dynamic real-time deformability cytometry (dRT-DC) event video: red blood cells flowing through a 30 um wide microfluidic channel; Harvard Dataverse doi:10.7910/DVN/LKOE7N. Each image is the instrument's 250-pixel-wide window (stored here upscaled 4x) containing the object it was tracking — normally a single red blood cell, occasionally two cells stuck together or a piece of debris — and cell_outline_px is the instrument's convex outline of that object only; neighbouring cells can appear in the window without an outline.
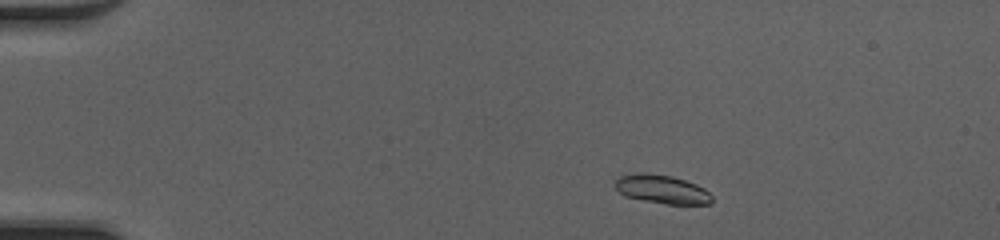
{"species": "common noctule bat (a hibernating species)", "species_latin": "Nyctalus noctula", "temperature_condition": "cold", "stored_images_in_passage": 44, "camera_frame_rate_fps": 3000, "um_per_image_px": 0.085, "animal": {"sex": "female", "body_mass_g": 20.0, "forearm_length_mm": 54.0}, "frame": {"image": 1, "passage_image": 4, "time_ms": 1.0, "image_size_px": [1000, 240], "cell_outline_px": [[712, 204], [668, 204], [644, 200], [624, 196], [612, 184], [620, 176], [636, 172], [644, 172], [672, 176], [696, 184], [704, 188], [712, 196]], "centroid_in_image_um": [56.25, 16.08], "position_along_channel_um": 28.8, "area_um2": 16.24}}
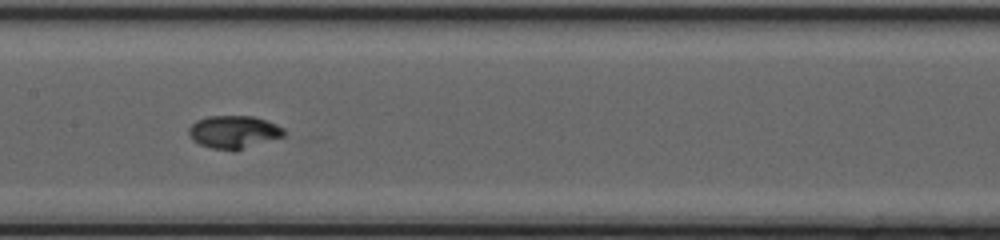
{"frame": {"image": 2, "passage_image": 21, "time_ms": 6.667, "image_size_px": [1000, 240], "cell_outline_px": [[284, 136], [236, 152], [212, 148], [200, 144], [192, 140], [188, 132], [188, 128], [196, 120], [208, 116], [252, 116], [276, 124], [284, 128]], "centroid_in_image_um": [19.86, 11.24], "position_along_channel_um": 187.5, "area_um2": 18.38}}
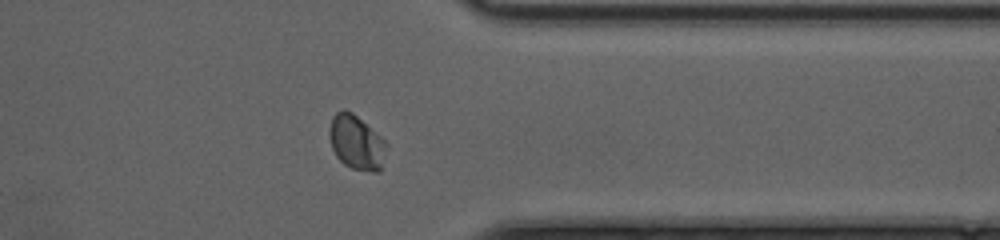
{"frame": {"image": 3, "passage_image": 35, "time_ms": 11.333, "image_size_px": [1000, 240], "cell_outline_px": [[388, 144], [380, 172], [372, 172], [352, 168], [344, 164], [336, 156], [332, 148], [328, 136], [328, 128], [332, 116], [336, 112], [344, 108], [352, 112], [380, 136]], "centroid_in_image_um": [30.27, 12.1], "position_along_channel_um": 381.1, "area_um2": 18.26}, "authors_computed_cell_mechanics": {"area_um2": 17.5134, "velocity_mm_per_s": 4.2483, "shape_relaxation_time_tau1_ms": 2.181, "shape_relaxation_time_tau2_ms": null, "deformation_change_tau1": 0.1635, "deformation_change_tau2": null}}